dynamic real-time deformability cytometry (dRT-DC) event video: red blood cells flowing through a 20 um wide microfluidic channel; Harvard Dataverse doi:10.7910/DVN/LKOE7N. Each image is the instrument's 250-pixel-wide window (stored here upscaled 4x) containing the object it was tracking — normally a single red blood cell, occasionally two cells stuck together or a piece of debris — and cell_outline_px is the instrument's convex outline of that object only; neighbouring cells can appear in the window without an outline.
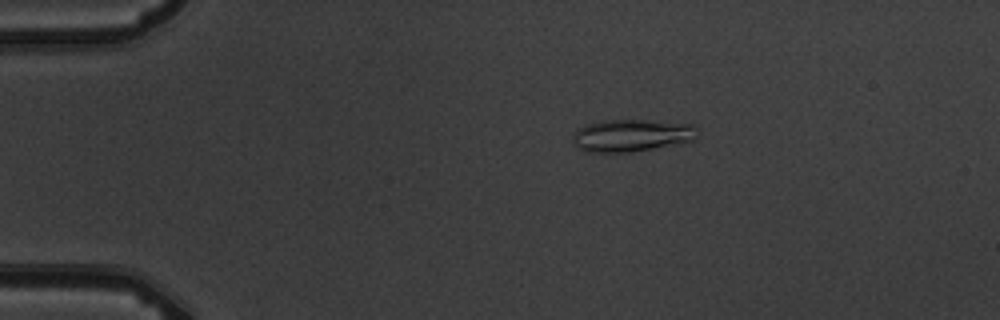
{"species": "common noctule bat (a hibernating species)", "species_latin": "Nyctalus noctula", "temperature_condition": "warm", "stored_images_in_passage": 5, "camera_frame_rate_fps": 3000, "um_per_image_px": 0.085, "animal": {"sex": "male", "body_mass_g": 19.5, "forearm_length_mm": 54.6}, "frame": {"image": 1, "passage_image": 1, "time_ms": 0.0, "image_size_px": [1000, 320], "cell_outline_px": [[696, 140], [628, 152], [588, 152], [576, 148], [572, 144], [572, 136], [584, 124], [604, 120], [644, 120], [692, 124], [696, 128]], "centroid_in_image_um": [53.62, 11.51], "position_along_channel_um": 31.4, "area_um2": 23.35}}
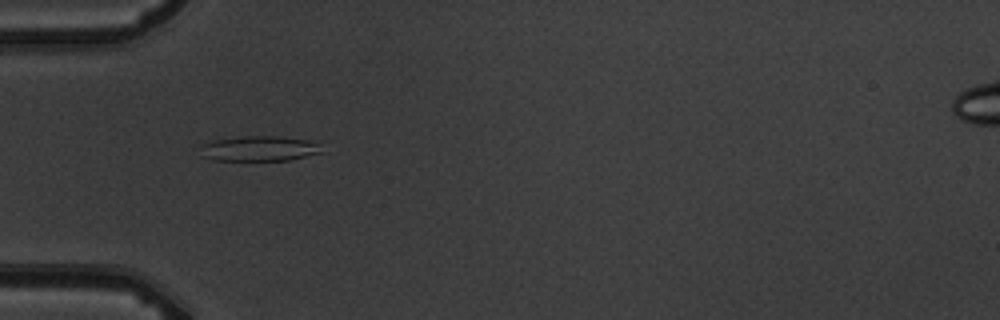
{"frame": {"image": 2, "passage_image": 3, "time_ms": 2.333, "image_size_px": [1000, 320], "cell_outline_px": [[324, 152], [288, 160], [212, 160], [200, 156], [200, 144], [212, 140], [244, 136], [280, 136], [308, 140], [316, 144]], "centroid_in_image_um": [21.95, 12.62], "position_along_channel_um": 63.0, "area_um2": 17.86}}
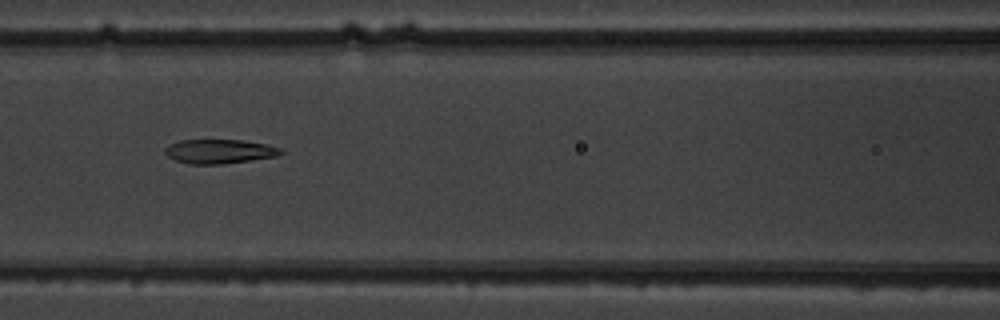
{"frame": {"image": 3, "passage_image": 5, "time_ms": 4.667, "image_size_px": [1000, 320], "cell_outline_px": [[284, 152], [276, 156], [224, 164], [188, 164], [176, 160], [168, 156], [164, 152], [164, 148], [180, 140], [244, 140], [268, 144], [280, 148]], "centroid_in_image_um": [18.66, 12.87], "position_along_channel_um": 147.9, "area_um2": 16.3}}